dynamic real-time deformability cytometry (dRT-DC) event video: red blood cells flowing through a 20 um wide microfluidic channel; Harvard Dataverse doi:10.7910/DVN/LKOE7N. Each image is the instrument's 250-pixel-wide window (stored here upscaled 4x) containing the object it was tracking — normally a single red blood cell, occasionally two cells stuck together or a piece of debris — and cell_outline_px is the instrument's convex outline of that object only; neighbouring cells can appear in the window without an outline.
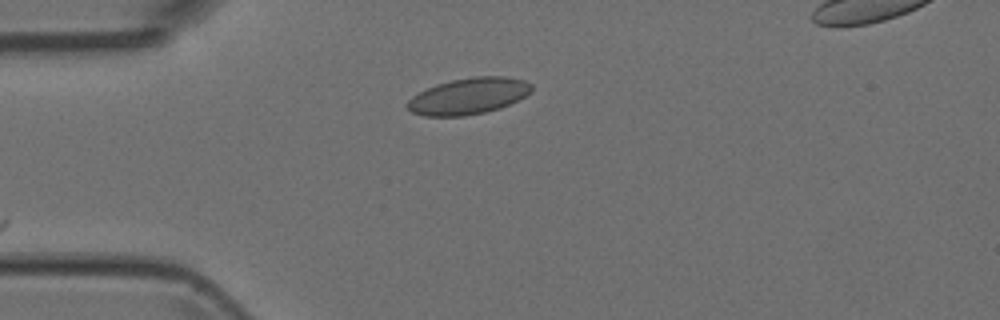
{"species": "Egyptian fruit bat (a non-hibernating species)", "species_latin": "Rousettus aegyptiacus", "temperature_condition": "room temperature", "stored_images_in_passage": 3, "camera_frame_rate_fps": 3000, "um_per_image_px": 0.085, "animal": {"sex": "female"}, "frame": {"image": 1, "passage_image": 3, "time_ms": 0.667, "image_size_px": [1000, 320], "cell_outline_px": [[532, 92], [500, 108], [484, 112], [464, 116], [424, 116], [412, 112], [404, 104], [412, 96], [436, 84], [452, 80], [472, 76], [508, 76], [524, 80], [532, 84]], "centroid_in_image_um": [39.82, 8.16], "position_along_channel_um": 45.2, "area_um2": 26.3}}